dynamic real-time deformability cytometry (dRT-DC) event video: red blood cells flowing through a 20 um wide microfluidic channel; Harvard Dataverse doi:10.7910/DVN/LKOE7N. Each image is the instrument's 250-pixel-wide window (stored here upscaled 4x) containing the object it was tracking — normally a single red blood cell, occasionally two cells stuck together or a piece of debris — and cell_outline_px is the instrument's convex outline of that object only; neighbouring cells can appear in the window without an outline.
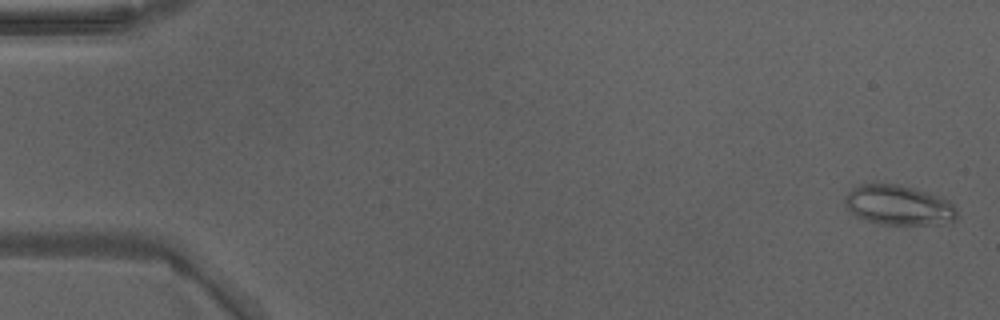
{"species": "Egyptian fruit bat (a non-hibernating species)", "species_latin": "Rousettus aegyptiacus", "temperature_condition": "warm", "stored_images_in_passage": 49, "camera_frame_rate_fps": 3000, "um_per_image_px": 0.085, "animal": {"sex": "male"}, "frame": {"image": 1, "passage_image": 2, "time_ms": 0.333, "image_size_px": [1000, 320], "cell_outline_px": [[956, 220], [944, 224], [880, 224], [856, 216], [844, 204], [844, 196], [852, 188], [860, 184], [900, 184], [948, 200], [952, 204], [956, 212]], "centroid_in_image_um": [76.35, 17.44], "position_along_channel_um": 8.6, "area_um2": 25.72}}
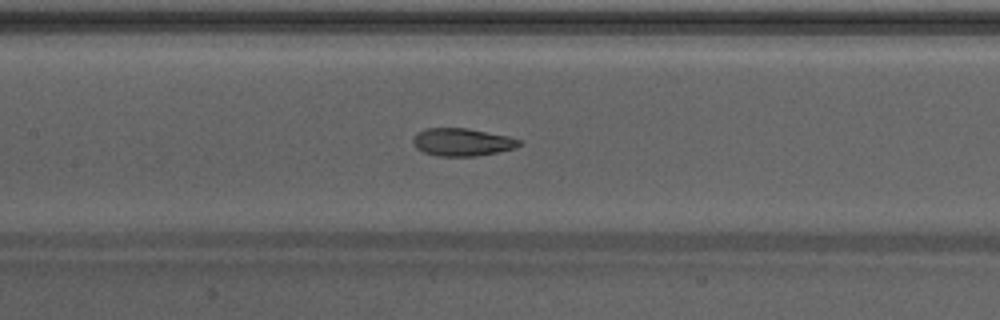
{"frame": {"image": 2, "passage_image": 24, "time_ms": 7.667, "image_size_px": [1000, 320], "cell_outline_px": [[520, 144], [516, 148], [476, 156], [440, 156], [424, 152], [416, 148], [412, 144], [412, 140], [416, 132], [424, 128], [468, 128], [508, 136], [520, 140]], "centroid_in_image_um": [39.24, 12.07], "position_along_channel_um": 168.2, "area_um2": 17.17}}
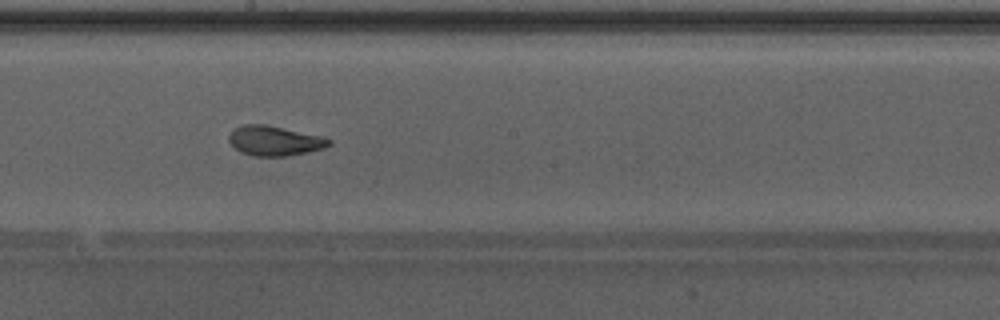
{"frame": {"image": 3, "passage_image": 28, "time_ms": 9.0, "image_size_px": [1000, 320], "cell_outline_px": [[332, 144], [324, 148], [308, 152], [288, 156], [252, 156], [240, 152], [228, 140], [228, 136], [236, 128], [244, 124], [264, 124], [320, 136], [332, 140]], "centroid_in_image_um": [23.34, 11.98], "position_along_channel_um": 224.9, "area_um2": 17.22}, "authors_computed_cell_mechanics": {"area_um2": 18.207, "velocity_mm_per_s": 4.282, "shape_relaxation_time_tau1_ms": 2.9772, "shape_relaxation_time_tau2_ms": 0.8979, "deformation_change_tau1": 0.1538, "deformation_change_tau2": 0.0678}}